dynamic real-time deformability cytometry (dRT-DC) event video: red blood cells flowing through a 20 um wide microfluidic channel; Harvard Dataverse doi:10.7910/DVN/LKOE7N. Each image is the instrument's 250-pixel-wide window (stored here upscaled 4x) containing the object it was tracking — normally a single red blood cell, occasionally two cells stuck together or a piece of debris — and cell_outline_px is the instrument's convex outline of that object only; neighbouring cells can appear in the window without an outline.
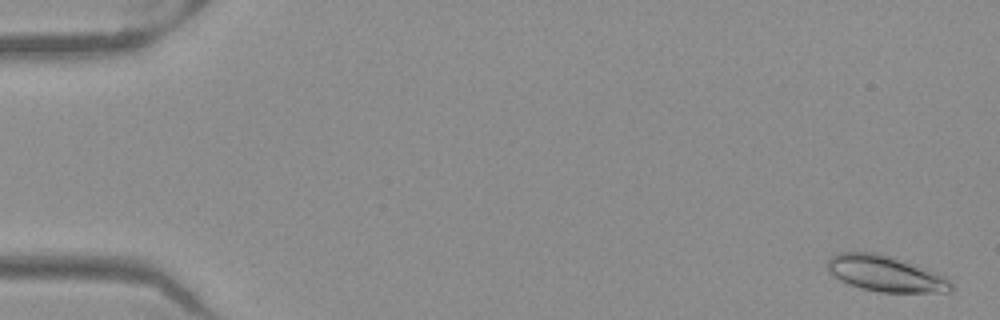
{"species": "Egyptian fruit bat (a non-hibernating species)", "species_latin": "Rousettus aegyptiacus", "temperature_condition": "warm", "stored_images_in_passage": 52, "camera_frame_rate_fps": 3000, "um_per_image_px": 0.085, "frame": {"image": 1, "passage_image": 2, "time_ms": 0.333, "image_size_px": [1000, 320], "cell_outline_px": [[956, 288], [948, 292], [880, 292], [860, 288], [848, 284], [840, 280], [828, 272], [828, 256], [836, 252], [876, 252], [892, 256], [940, 272], [948, 276]], "centroid_in_image_um": [75.32, 23.25], "position_along_channel_um": 9.7, "area_um2": 26.59}}
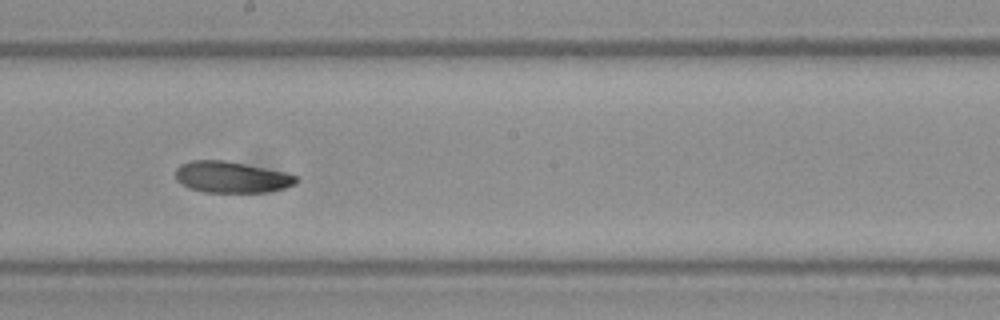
{"frame": {"image": 2, "passage_image": 30, "time_ms": 9.667, "image_size_px": [1000, 320], "cell_outline_px": [[300, 180], [296, 184], [284, 188], [264, 192], [204, 192], [188, 188], [180, 184], [176, 180], [176, 168], [180, 164], [192, 160], [224, 160], [284, 172], [300, 176]], "centroid_in_image_um": [19.67, 15.06], "position_along_channel_um": 228.5, "area_um2": 22.14}}
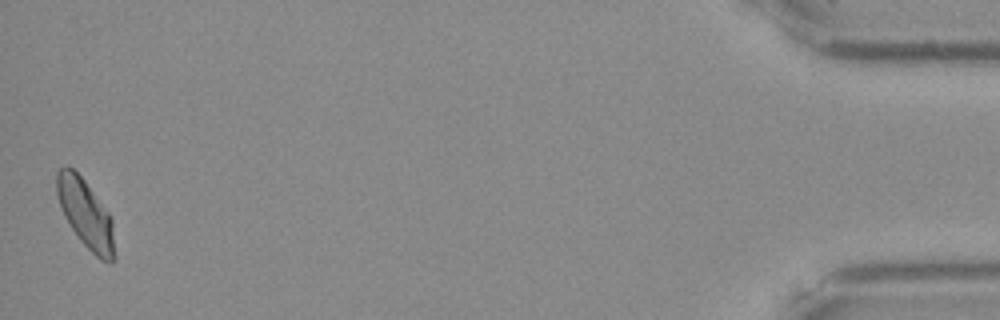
{"frame": {"image": 3, "passage_image": 52, "time_ms": 17.0, "image_size_px": [1000, 320], "cell_outline_px": [[116, 256], [112, 260], [100, 260], [80, 240], [72, 228], [60, 204], [56, 192], [56, 172], [64, 164], [68, 164], [84, 180], [108, 212], [112, 220]], "centroid_in_image_um": [7.28, 18.14], "position_along_channel_um": 427.9, "area_um2": 22.66}, "authors_computed_cell_mechanics": {"area_um2": 23.1778, "velocity_mm_per_s": 3.9398, "shape_relaxation_time_tau1_ms": 9.3085, "shape_relaxation_time_tau2_ms": 3.084, "deformation_change_tau1": 0.1529, "deformation_change_tau2": 0.0794}}